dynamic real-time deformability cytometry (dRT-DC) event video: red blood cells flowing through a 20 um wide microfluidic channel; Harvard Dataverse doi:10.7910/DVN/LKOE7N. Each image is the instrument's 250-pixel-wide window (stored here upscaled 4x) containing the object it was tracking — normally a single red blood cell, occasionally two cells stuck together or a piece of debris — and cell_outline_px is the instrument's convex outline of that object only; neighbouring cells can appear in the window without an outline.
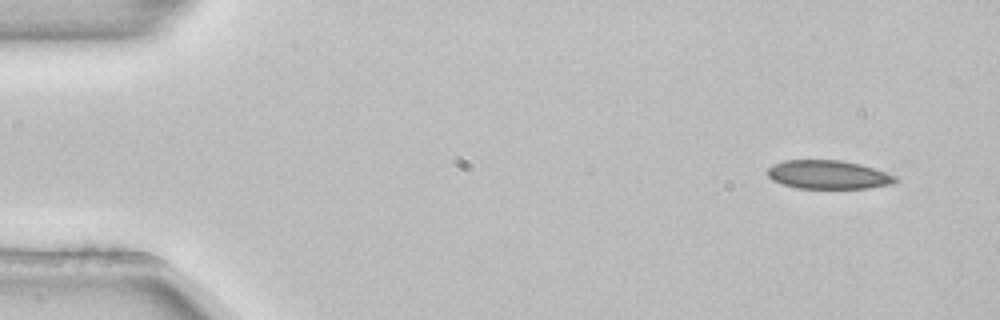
{"species": "common noctule bat (a hibernating species)", "species_latin": "Nyctalus noctula", "temperature_condition": "room temperature", "stored_images_in_passage": 4, "camera_frame_rate_fps": 3000, "um_per_image_px": 0.085, "animal": {"sex": "female", "body_mass_g": 22.7, "forearm_length_mm": 54.2}, "frame": {"image": 1, "passage_image": 1, "time_ms": 0.0, "image_size_px": [1000, 320], "cell_outline_px": [[900, 180], [892, 184], [868, 188], [796, 188], [772, 180], [768, 176], [768, 168], [784, 160], [844, 160], [860, 164], [896, 176]], "centroid_in_image_um": [70.42, 14.85], "position_along_channel_um": 14.6, "area_um2": 21.21}}